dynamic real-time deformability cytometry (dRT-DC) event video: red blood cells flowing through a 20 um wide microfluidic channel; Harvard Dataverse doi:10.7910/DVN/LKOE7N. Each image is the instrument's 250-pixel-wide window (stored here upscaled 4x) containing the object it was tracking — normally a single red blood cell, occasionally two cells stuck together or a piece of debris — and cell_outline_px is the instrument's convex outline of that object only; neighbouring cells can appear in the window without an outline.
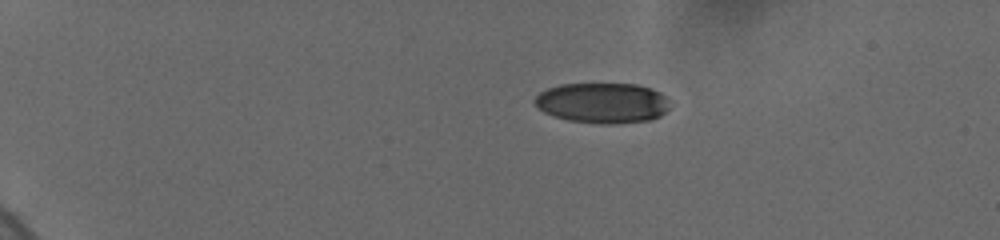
{"species": "human", "species_latin": "Homo sapiens", "temperature_condition": "cold", "stored_images_in_passage": 54, "camera_frame_rate_fps": 3000, "um_per_image_px": 0.085, "donor": {"sex": "female"}, "frame": {"image": 1, "passage_image": 1, "time_ms": 0.0, "image_size_px": [1000, 240], "cell_outline_px": [[668, 108], [660, 116], [652, 120], [608, 124], [604, 124], [568, 120], [544, 112], [532, 100], [540, 92], [548, 88], [560, 84], [636, 84], [652, 88], [660, 92], [668, 100]], "centroid_in_image_um": [51.22, 8.74], "position_along_channel_um": 33.8, "area_um2": 31.67}}
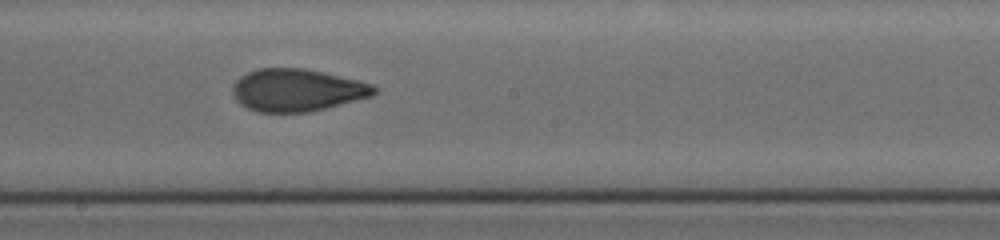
{"frame": {"image": 2, "passage_image": 29, "time_ms": 7.667, "image_size_px": [1000, 240], "cell_outline_px": [[376, 92], [372, 96], [308, 112], [256, 112], [240, 104], [236, 100], [232, 92], [232, 88], [236, 80], [240, 76], [256, 68], [304, 68], [356, 80], [372, 84], [376, 88]], "centroid_in_image_um": [25.19, 7.66], "position_along_channel_um": 223.0, "area_um2": 34.74}}
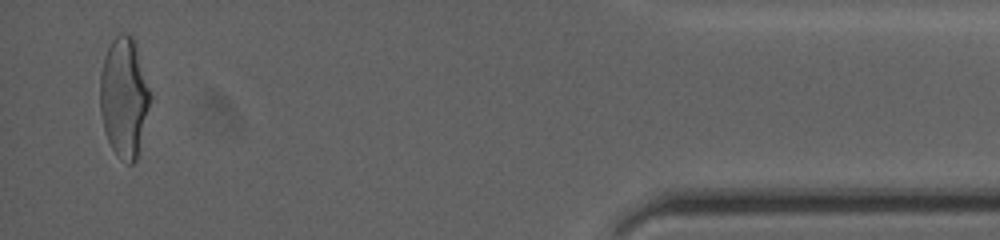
{"frame": {"image": 3, "passage_image": 54, "time_ms": 14.667, "image_size_px": [1000, 240], "cell_outline_px": [[152, 96], [136, 160], [132, 164], [128, 164], [120, 160], [112, 148], [108, 140], [104, 128], [100, 112], [100, 72], [104, 56], [112, 40], [120, 32], [124, 32], [132, 36]], "centroid_in_image_um": [10.53, 8.29], "position_along_channel_um": 424.7, "area_um2": 34.85}, "authors_computed_cell_mechanics": {"area_um2": 34.5066, "velocity_mm_per_s": 3.6941, "shape_relaxation_time_tau1_ms": 6.2877, "shape_relaxation_time_tau2_ms": 1.259, "deformation_change_tau1": 0.1925, "deformation_change_tau2": 0.0685}}